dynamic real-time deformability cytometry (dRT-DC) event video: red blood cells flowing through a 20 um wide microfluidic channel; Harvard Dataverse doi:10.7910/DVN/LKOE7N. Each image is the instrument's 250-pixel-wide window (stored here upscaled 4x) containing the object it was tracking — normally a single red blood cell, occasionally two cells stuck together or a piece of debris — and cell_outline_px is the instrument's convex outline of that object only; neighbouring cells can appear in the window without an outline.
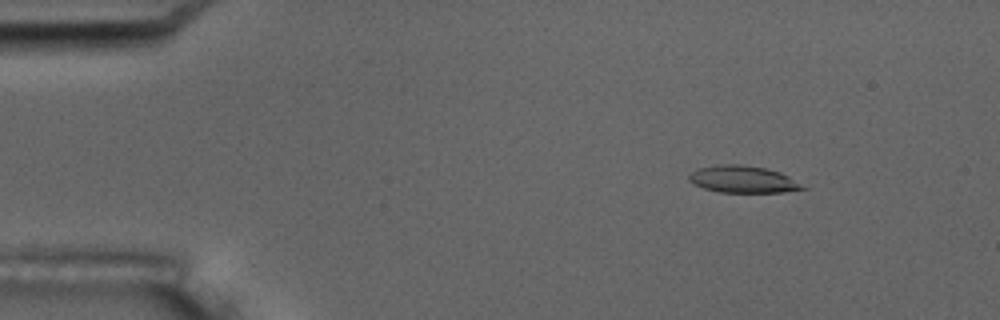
{"species": "common noctule bat (a hibernating species)", "species_latin": "Nyctalus noctula", "temperature_condition": "room temperature", "stored_images_in_passage": 6, "camera_frame_rate_fps": 3000, "um_per_image_px": 0.085, "animal": {"sex": "male", "body_mass_g": 17.5, "forearm_length_mm": 52.3}, "frame": {"image": 1, "passage_image": 3, "time_ms": 2.333, "image_size_px": [1000, 320], "cell_outline_px": [[808, 188], [784, 192], [720, 192], [704, 188], [688, 180], [688, 176], [696, 168], [720, 164], [740, 164], [764, 168], [780, 172], [788, 176]], "centroid_in_image_um": [63.14, 15.23], "position_along_channel_um": 21.9, "area_um2": 17.74}}